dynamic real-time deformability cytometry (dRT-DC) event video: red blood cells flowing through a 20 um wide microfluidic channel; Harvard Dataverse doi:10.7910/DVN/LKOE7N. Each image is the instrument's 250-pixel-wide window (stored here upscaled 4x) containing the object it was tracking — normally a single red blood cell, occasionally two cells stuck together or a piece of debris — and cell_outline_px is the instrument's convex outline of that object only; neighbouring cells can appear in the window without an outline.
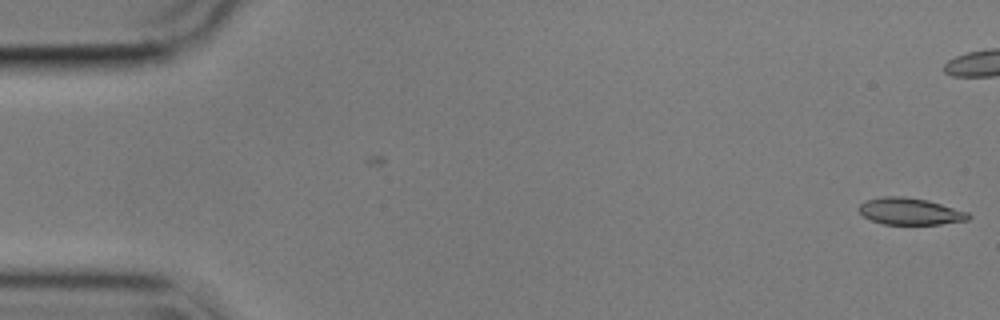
{"species": "common noctule bat (a hibernating species)", "species_latin": "Nyctalus noctula", "temperature_condition": "cold", "stored_images_in_passage": 2, "camera_frame_rate_fps": 3000, "um_per_image_px": 0.085, "animal": {"sex": "male", "body_mass_g": 17.9}, "frame": {"image": 1, "passage_image": 2, "time_ms": 0.333, "image_size_px": [1000, 320], "cell_outline_px": [[972, 216], [968, 220], [940, 224], [884, 224], [872, 220], [864, 216], [856, 208], [860, 204], [868, 200], [884, 196], [904, 196], [928, 200], [968, 212]], "centroid_in_image_um": [77.36, 17.96], "position_along_channel_um": 7.6, "area_um2": 17.05}}